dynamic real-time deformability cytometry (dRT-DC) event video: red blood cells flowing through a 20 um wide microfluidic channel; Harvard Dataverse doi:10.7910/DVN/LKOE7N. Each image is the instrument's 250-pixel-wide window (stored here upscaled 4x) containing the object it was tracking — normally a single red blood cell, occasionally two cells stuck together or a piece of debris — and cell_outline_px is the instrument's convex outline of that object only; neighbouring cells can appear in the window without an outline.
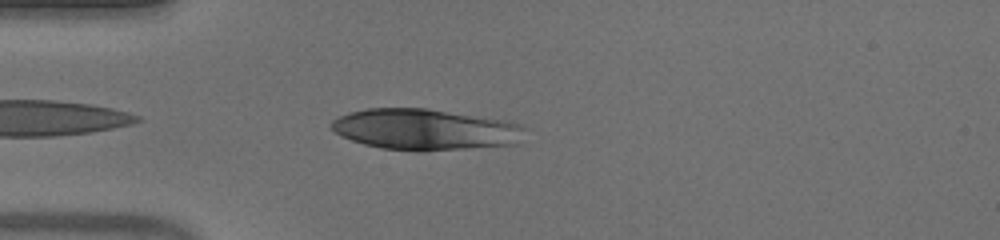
{"species": "human", "species_latin": "Homo sapiens", "temperature_condition": "warm", "stored_images_in_passage": 36, "camera_frame_rate_fps": 3000, "um_per_image_px": 0.085, "donor": {"sex": "male"}, "frame": {"image": 1, "passage_image": 2, "time_ms": 0.333, "image_size_px": [1000, 240], "cell_outline_px": [[528, 128], [520, 144], [420, 152], [416, 152], [380, 148], [364, 144], [352, 140], [336, 132], [332, 128], [332, 120], [348, 112], [368, 108], [428, 108], [508, 120], [520, 124]], "centroid_in_image_um": [36.23, 11.01], "position_along_channel_um": 48.8, "area_um2": 46.99}}
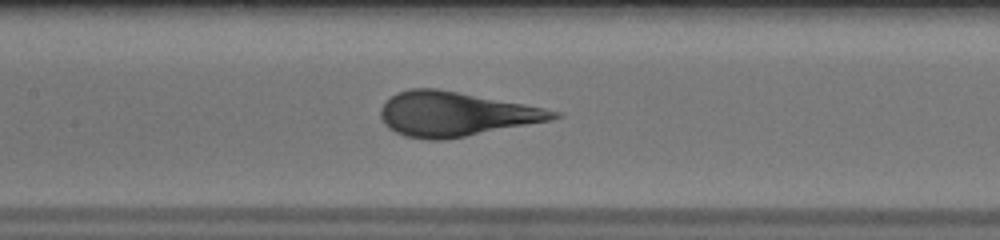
{"frame": {"image": 2, "passage_image": 12, "time_ms": 3.667, "image_size_px": [1000, 240], "cell_outline_px": [[564, 116], [552, 120], [444, 140], [428, 140], [404, 136], [388, 128], [384, 124], [380, 116], [380, 108], [396, 92], [408, 88], [436, 88], [524, 104], [544, 108], [560, 112]], "centroid_in_image_um": [38.7, 9.7], "position_along_channel_um": 168.7, "area_um2": 44.62}}
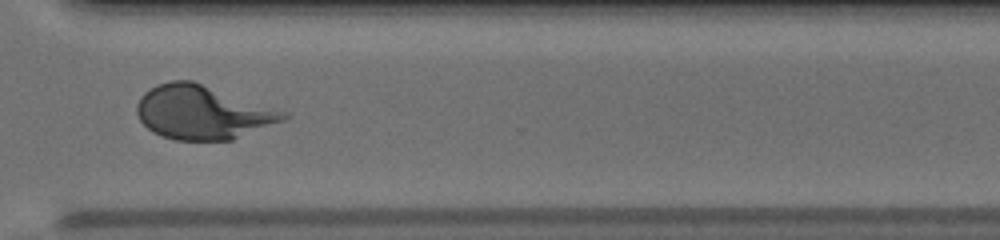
{"frame": {"image": 3, "passage_image": 26, "time_ms": 8.333, "image_size_px": [1000, 240], "cell_outline_px": [[292, 116], [284, 120], [232, 140], [176, 140], [152, 132], [140, 120], [136, 112], [136, 104], [140, 96], [144, 92], [156, 84], [172, 80], [192, 80], [288, 112]], "centroid_in_image_um": [17.21, 9.54], "position_along_channel_um": 353.4, "area_um2": 46.01}}